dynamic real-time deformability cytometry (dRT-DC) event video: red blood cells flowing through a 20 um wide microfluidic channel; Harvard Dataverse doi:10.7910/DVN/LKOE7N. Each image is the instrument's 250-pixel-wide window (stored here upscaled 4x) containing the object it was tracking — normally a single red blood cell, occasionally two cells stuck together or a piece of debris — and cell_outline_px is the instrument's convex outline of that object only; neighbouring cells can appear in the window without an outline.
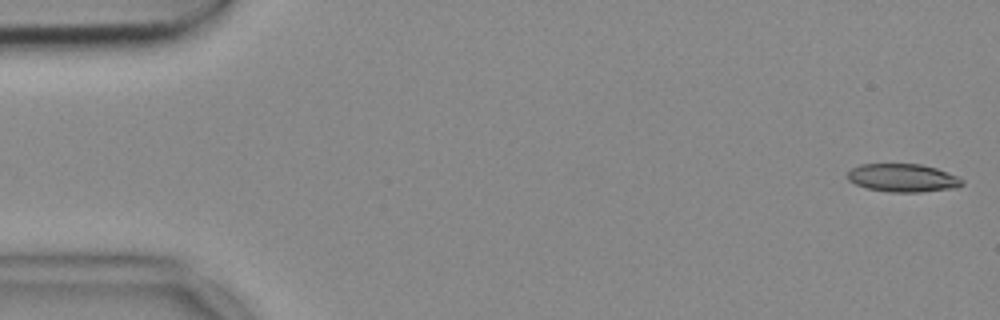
{"species": "common noctule bat (a hibernating species)", "species_latin": "Nyctalus noctula", "temperature_condition": "cold", "stored_images_in_passage": 53, "camera_frame_rate_fps": 3000, "um_per_image_px": 0.085, "animal": {"sex": "female", "body_mass_g": 18.4}, "frame": {"image": 1, "passage_image": 1, "time_ms": 0.0, "image_size_px": [1000, 320], "cell_outline_px": [[964, 184], [956, 188], [920, 192], [888, 192], [868, 188], [856, 184], [848, 180], [848, 172], [852, 168], [860, 164], [920, 164], [936, 168], [960, 176], [964, 180]], "centroid_in_image_um": [76.79, 15.12], "position_along_channel_um": 8.2, "area_um2": 18.9}}
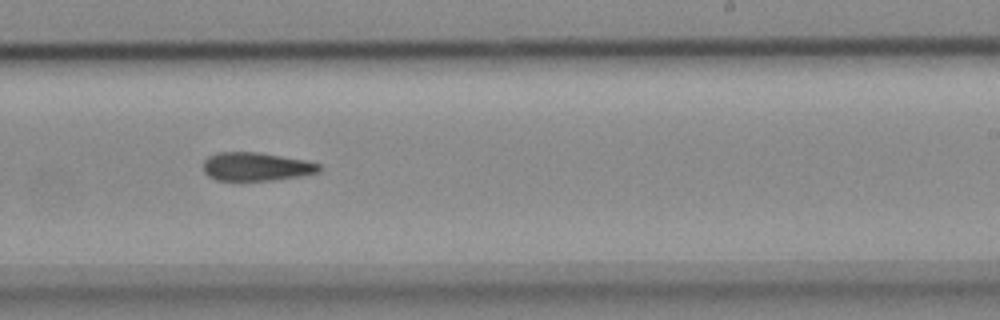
{"frame": {"image": 2, "passage_image": 32, "time_ms": 10.333, "image_size_px": [1000, 320], "cell_outline_px": [[320, 172], [272, 180], [216, 180], [208, 176], [204, 172], [204, 160], [208, 156], [220, 152], [256, 152], [304, 160], [320, 164]], "centroid_in_image_um": [21.74, 14.16], "position_along_channel_um": 267.3, "area_um2": 18.9}}
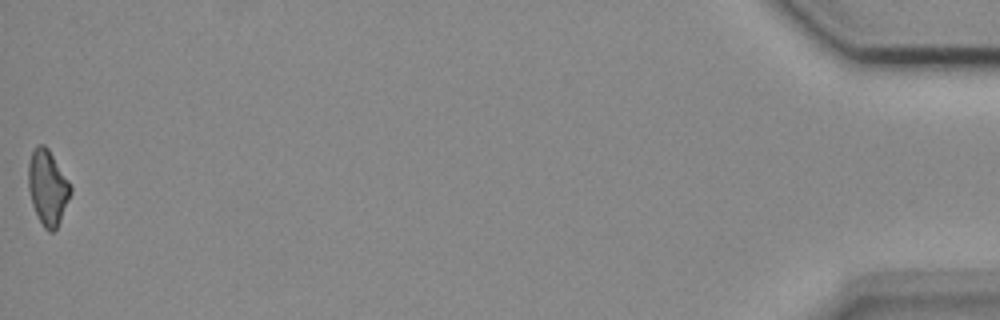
{"frame": {"image": 3, "passage_image": 53, "time_ms": 17.333, "image_size_px": [1000, 320], "cell_outline_px": [[72, 192], [60, 220], [56, 228], [52, 232], [48, 232], [44, 228], [32, 204], [28, 188], [28, 164], [32, 152], [40, 144], [44, 144], [48, 148], [68, 180], [72, 188]], "centroid_in_image_um": [4.05, 15.94], "position_along_channel_um": 431.1, "area_um2": 18.21}}